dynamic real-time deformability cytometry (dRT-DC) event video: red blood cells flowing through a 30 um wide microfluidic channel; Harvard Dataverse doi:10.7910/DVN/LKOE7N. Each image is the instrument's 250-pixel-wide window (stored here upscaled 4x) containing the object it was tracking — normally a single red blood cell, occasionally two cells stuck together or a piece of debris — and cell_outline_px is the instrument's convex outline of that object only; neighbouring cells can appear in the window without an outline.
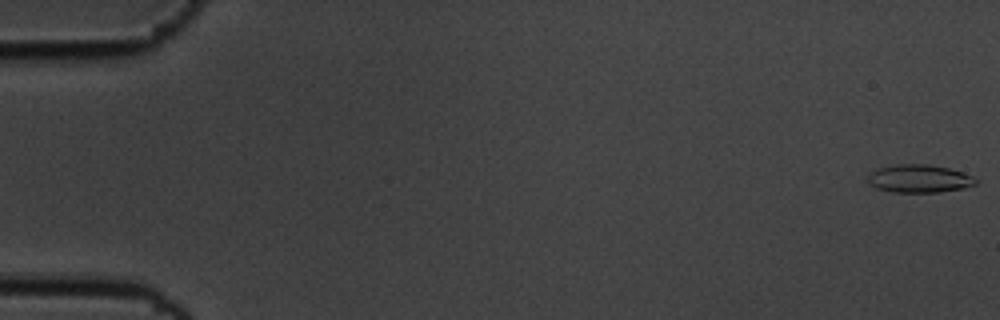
{"species": "common noctule bat (a hibernating species)", "species_latin": "Nyctalus noctula", "temperature_condition": "cold", "stored_images_in_passage": 56, "camera_frame_rate_fps": 3000, "um_per_image_px": 0.085, "animal": {"sex": "male", "body_mass_g": 19.5, "forearm_length_mm": 54.6}, "frame": {"image": 1, "passage_image": 1, "time_ms": 0.0, "image_size_px": [1000, 320], "cell_outline_px": [[976, 184], [964, 188], [940, 192], [892, 192], [876, 188], [868, 184], [868, 176], [876, 168], [896, 164], [928, 164], [948, 168], [964, 172], [972, 176], [976, 180]], "centroid_in_image_um": [78.12, 15.18], "position_along_channel_um": 6.9, "area_um2": 17.69}}
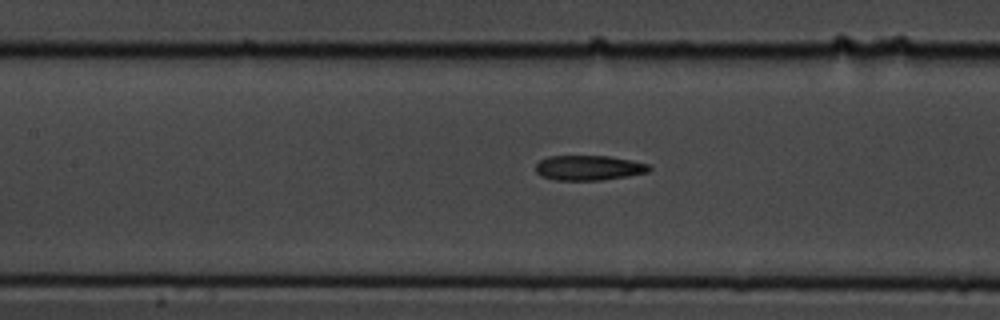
{"frame": {"image": 2, "passage_image": 26, "time_ms": 8.333, "image_size_px": [1000, 320], "cell_outline_px": [[652, 168], [648, 172], [628, 176], [600, 180], [552, 180], [540, 176], [536, 172], [536, 164], [540, 160], [548, 156], [608, 156], [648, 164]], "centroid_in_image_um": [50.0, 14.27], "position_along_channel_um": 157.4, "area_um2": 16.47}}
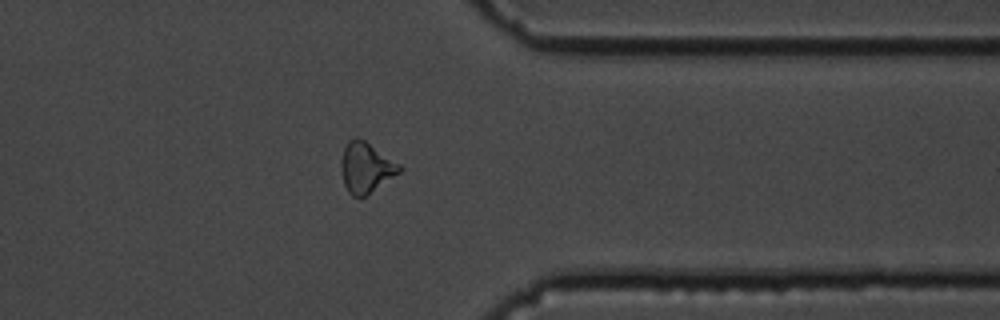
{"frame": {"image": 3, "passage_image": 45, "time_ms": 14.667, "image_size_px": [1000, 320], "cell_outline_px": [[404, 168], [400, 172], [360, 200], [352, 196], [348, 192], [344, 184], [340, 168], [340, 160], [344, 148], [348, 140], [356, 136], [364, 140], [400, 164]], "centroid_in_image_um": [31.08, 14.26], "position_along_channel_um": 380.3, "area_um2": 17.34}, "authors_computed_cell_mechanics": {"area_um2": 17.2822, "velocity_mm_per_s": 3.6222, "shape_relaxation_time_tau1_ms": 10.8788, "shape_relaxation_time_tau2_ms": 4.4491, "deformation_change_tau1": 0.2117, "deformation_change_tau2": 0.1192}}